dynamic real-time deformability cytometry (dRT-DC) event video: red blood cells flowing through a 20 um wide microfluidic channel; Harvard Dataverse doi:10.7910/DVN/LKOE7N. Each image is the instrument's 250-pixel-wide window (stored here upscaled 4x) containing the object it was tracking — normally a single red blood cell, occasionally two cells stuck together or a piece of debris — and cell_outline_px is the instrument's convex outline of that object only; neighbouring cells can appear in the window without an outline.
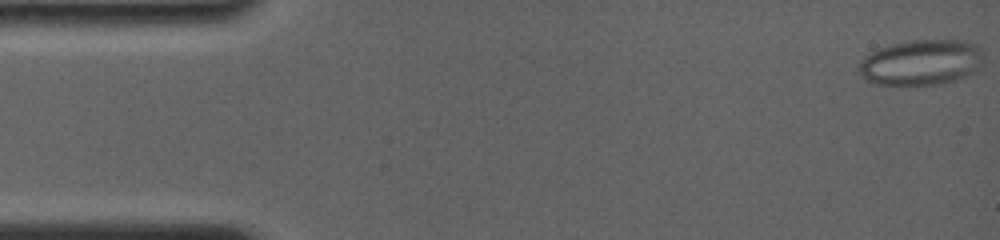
{"species": "common noctule bat (a hibernating species)", "species_latin": "Nyctalus noctula", "temperature_condition": "room temperature", "stored_images_in_passage": 69, "camera_frame_rate_fps": 4000, "um_per_image_px": 0.085, "animal": {"sex": "female", "body_mass_g": 19.0, "forearm_length_mm": 56.7}, "frame": {"image": 1, "passage_image": 1, "time_ms": 0.0, "image_size_px": [1000, 240], "cell_outline_px": [[980, 64], [972, 72], [956, 80], [940, 84], [872, 84], [864, 80], [860, 76], [856, 68], [860, 60], [864, 56], [880, 48], [892, 44], [912, 40], [964, 40], [976, 44], [980, 48]], "centroid_in_image_um": [78.21, 5.3], "position_along_channel_um": 6.8, "area_um2": 32.95}}
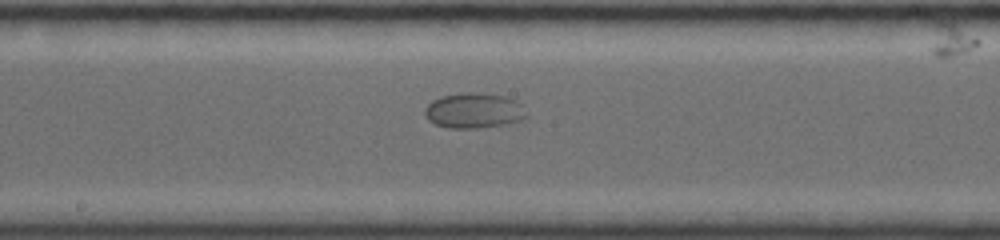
{"frame": {"image": 2, "passage_image": 37, "time_ms": 9.0, "image_size_px": [1000, 240], "cell_outline_px": [[528, 116], [520, 120], [504, 124], [476, 128], [448, 128], [432, 124], [424, 116], [424, 108], [432, 100], [440, 96], [464, 92], [476, 92], [504, 96], [516, 100], [520, 104]], "centroid_in_image_um": [40.22, 9.4], "position_along_channel_um": 208.0, "area_um2": 21.04}}
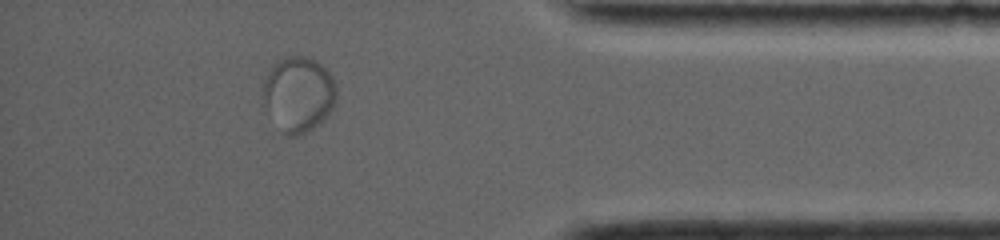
{"frame": {"image": 3, "passage_image": 61, "time_ms": 15.0, "image_size_px": [1000, 240], "cell_outline_px": [[336, 100], [332, 108], [324, 120], [320, 124], [296, 136], [284, 136], [280, 132], [264, 104], [260, 96], [264, 80], [268, 68], [272, 64], [284, 56], [304, 56], [316, 60], [332, 76], [336, 84]], "centroid_in_image_um": [25.33, 8.0], "position_along_channel_um": 409.9, "area_um2": 32.77}}